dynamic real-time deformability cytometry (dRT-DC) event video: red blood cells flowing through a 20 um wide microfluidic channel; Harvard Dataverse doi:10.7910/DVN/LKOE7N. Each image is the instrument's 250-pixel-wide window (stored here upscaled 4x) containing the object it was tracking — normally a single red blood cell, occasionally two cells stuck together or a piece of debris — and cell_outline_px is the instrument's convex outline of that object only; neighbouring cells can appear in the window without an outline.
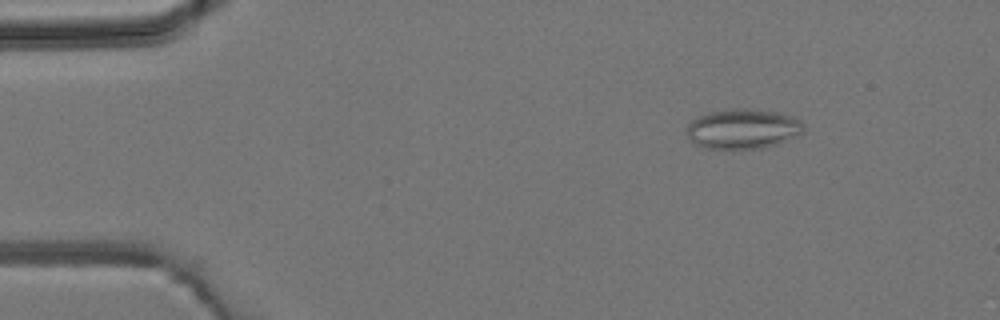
{"species": "common noctule bat (a hibernating species)", "species_latin": "Nyctalus noctula", "temperature_condition": "room temperature", "stored_images_in_passage": 4, "camera_frame_rate_fps": 3000, "um_per_image_px": 0.085, "animal": {"sex": "male", "body_mass_g": 19.2, "forearm_length_mm": 51.8}, "frame": {"image": 1, "passage_image": 2, "time_ms": 1.0, "image_size_px": [1000, 320], "cell_outline_px": [[804, 132], [796, 136], [776, 144], [760, 148], [708, 148], [692, 144], [688, 136], [688, 124], [696, 116], [708, 112], [736, 108], [744, 108], [776, 112], [792, 116], [800, 120], [804, 124]], "centroid_in_image_um": [63.13, 10.94], "position_along_channel_um": 21.9, "area_um2": 27.11}}